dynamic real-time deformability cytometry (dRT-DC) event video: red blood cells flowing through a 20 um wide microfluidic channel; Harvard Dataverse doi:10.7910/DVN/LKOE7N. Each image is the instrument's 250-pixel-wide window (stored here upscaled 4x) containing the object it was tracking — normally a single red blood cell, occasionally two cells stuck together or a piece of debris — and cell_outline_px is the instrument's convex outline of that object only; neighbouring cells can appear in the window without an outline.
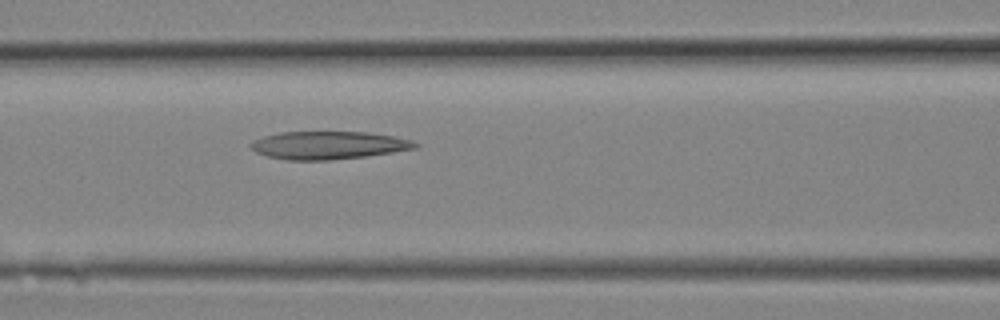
{"species": "Egyptian fruit bat (a non-hibernating species)", "species_latin": "Rousettus aegyptiacus", "temperature_condition": "room temperature", "stored_images_in_passage": 5, "camera_frame_rate_fps": 3000, "um_per_image_px": 0.085, "animal": {"sex": "female"}, "frame": {"image": 1, "passage_image": 5, "time_ms": 1.333, "image_size_px": [1000, 320], "cell_outline_px": [[420, 144], [416, 148], [392, 152], [364, 156], [328, 160], [284, 160], [268, 156], [256, 152], [248, 144], [264, 136], [280, 132], [368, 132], [392, 136], [412, 140]], "centroid_in_image_um": [27.91, 12.34], "position_along_channel_um": 138.7, "area_um2": 26.53}}